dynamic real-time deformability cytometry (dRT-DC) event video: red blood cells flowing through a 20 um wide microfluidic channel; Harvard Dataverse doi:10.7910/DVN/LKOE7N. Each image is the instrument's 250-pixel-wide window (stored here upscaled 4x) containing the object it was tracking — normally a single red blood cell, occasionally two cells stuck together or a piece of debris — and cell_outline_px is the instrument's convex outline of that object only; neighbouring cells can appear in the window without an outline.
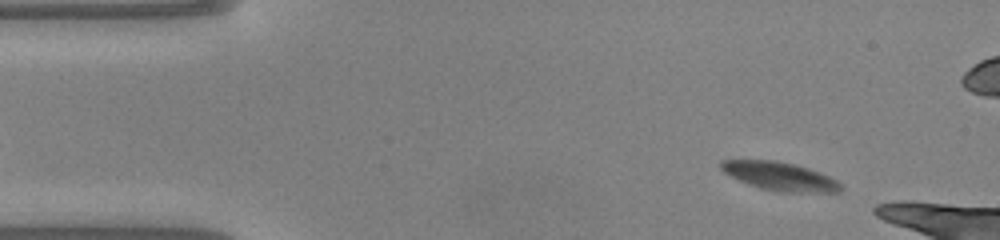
{"species": "common noctule bat (a hibernating species)", "species_latin": "Nyctalus noctula", "temperature_condition": "warm", "stored_images_in_passage": 38, "camera_frame_rate_fps": 3000, "um_per_image_px": 0.085, "animal": {"sex": "male", "body_mass_g": 20.0, "forearm_length_mm": 53.3}, "frame": {"image": 1, "passage_image": 4, "time_ms": 1.0, "image_size_px": [1000, 240], "cell_outline_px": [[840, 192], [780, 192], [760, 188], [748, 184], [724, 172], [720, 168], [720, 160], [776, 160], [808, 168], [828, 176], [836, 180], [840, 184]], "centroid_in_image_um": [66.26, 14.98], "position_along_channel_um": 18.7, "area_um2": 19.54}}
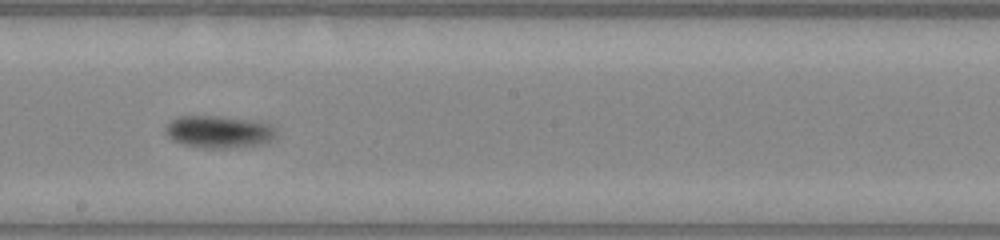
{"frame": {"image": 2, "passage_image": 25, "time_ms": 8.0, "image_size_px": [1000, 240], "cell_outline_px": [[276, 136], [272, 140], [256, 144], [224, 148], [204, 148], [180, 144], [172, 140], [164, 132], [164, 128], [172, 120], [180, 116], [220, 116], [260, 120], [272, 124], [276, 128]], "centroid_in_image_um": [18.61, 11.18], "position_along_channel_um": 229.6, "area_um2": 21.1}}
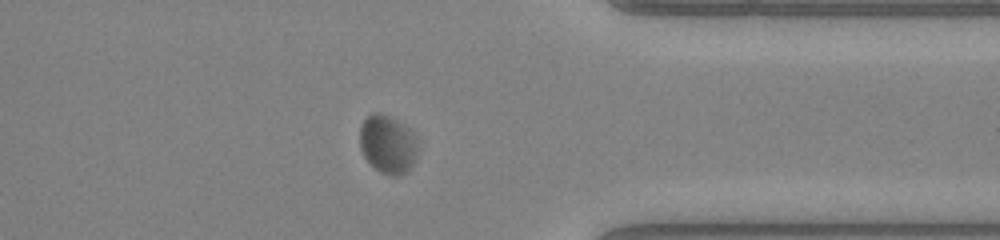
{"frame": {"image": 3, "passage_image": 37, "time_ms": 12.0, "image_size_px": [1000, 240], "cell_outline_px": [[416, 156], [412, 164], [400, 176], [392, 176], [380, 172], [364, 156], [360, 148], [360, 124], [372, 112], [380, 112], [392, 116], [412, 128], [416, 136]], "centroid_in_image_um": [32.96, 12.2], "position_along_channel_um": 378.4, "area_um2": 19.94}}